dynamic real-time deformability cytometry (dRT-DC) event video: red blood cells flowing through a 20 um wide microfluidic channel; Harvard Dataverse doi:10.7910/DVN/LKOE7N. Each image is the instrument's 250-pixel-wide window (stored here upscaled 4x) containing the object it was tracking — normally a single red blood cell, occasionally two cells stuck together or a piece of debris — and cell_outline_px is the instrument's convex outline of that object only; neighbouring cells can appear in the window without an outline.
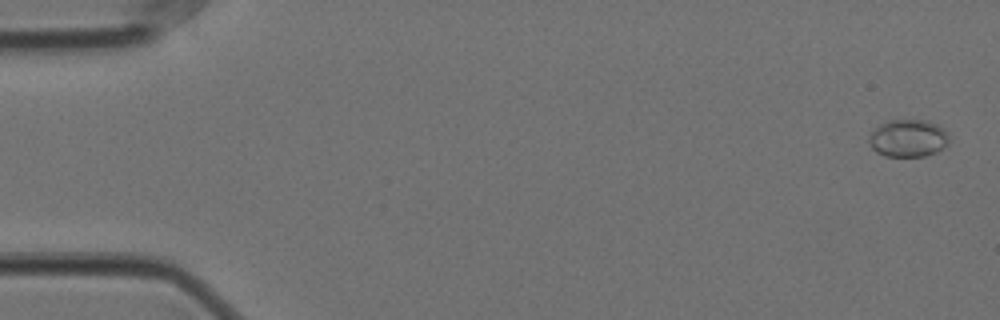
{"species": "Egyptian fruit bat (a non-hibernating species)", "species_latin": "Rousettus aegyptiacus", "temperature_condition": "cold", "stored_images_in_passage": 55, "camera_frame_rate_fps": 3000, "um_per_image_px": 0.085, "animal": {"sex": "female"}, "frame": {"image": 1, "passage_image": 2, "time_ms": 0.333, "image_size_px": [1000, 320], "cell_outline_px": [[948, 144], [936, 152], [924, 156], [884, 156], [876, 152], [872, 148], [868, 140], [868, 136], [880, 124], [888, 120], [928, 120], [936, 124], [948, 132]], "centroid_in_image_um": [77.18, 11.75], "position_along_channel_um": 7.8, "area_um2": 17.51}}
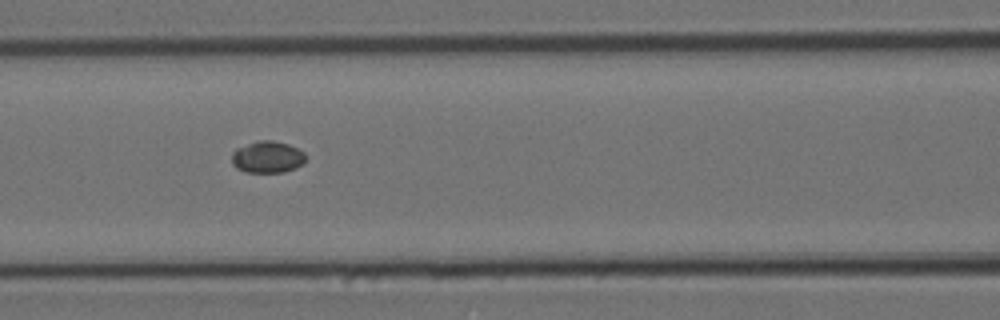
{"frame": {"image": 2, "passage_image": 25, "time_ms": 8.0, "image_size_px": [1000, 320], "cell_outline_px": [[308, 156], [304, 164], [296, 168], [284, 172], [244, 172], [236, 168], [232, 164], [232, 152], [236, 148], [256, 140], [272, 140], [288, 144], [304, 152]], "centroid_in_image_um": [22.75, 13.35], "position_along_channel_um": 143.9, "area_um2": 13.99}}
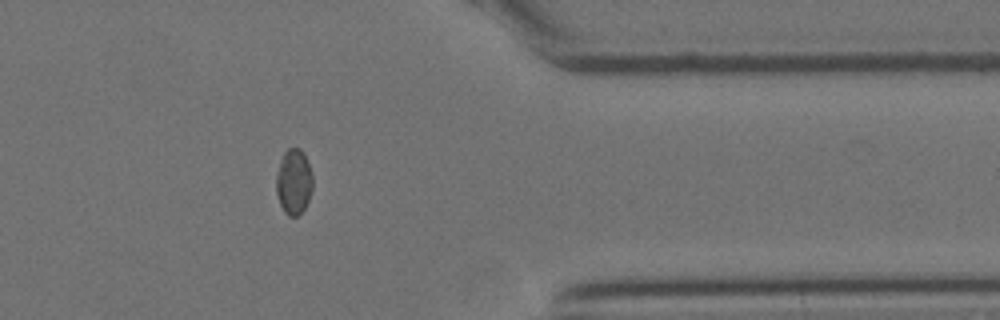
{"frame": {"image": 3, "passage_image": 47, "time_ms": 15.333, "image_size_px": [1000, 320], "cell_outline_px": [[312, 188], [308, 200], [304, 208], [296, 216], [288, 216], [284, 212], [280, 204], [276, 192], [276, 172], [280, 160], [284, 152], [288, 148], [300, 148], [304, 152], [312, 176]], "centroid_in_image_um": [24.95, 15.43], "position_along_channel_um": 386.5, "area_um2": 13.87}}